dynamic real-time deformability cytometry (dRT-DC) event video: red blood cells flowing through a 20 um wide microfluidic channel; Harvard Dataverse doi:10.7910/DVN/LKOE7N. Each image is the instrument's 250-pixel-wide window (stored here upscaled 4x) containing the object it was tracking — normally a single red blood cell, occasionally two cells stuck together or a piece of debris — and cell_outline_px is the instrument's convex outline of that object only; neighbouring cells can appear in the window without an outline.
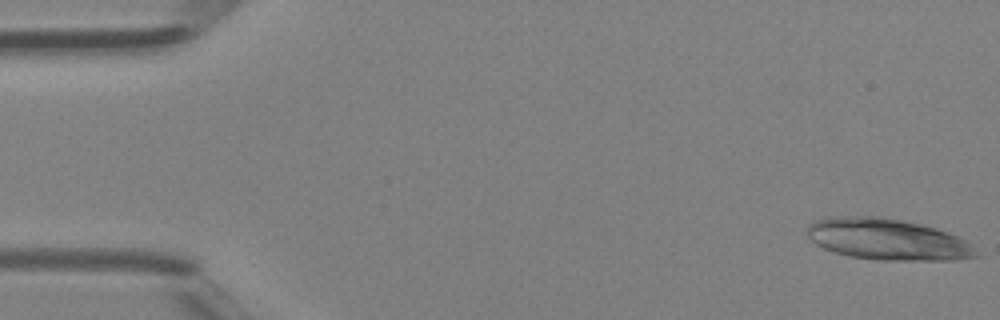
{"species": "Egyptian fruit bat (a non-hibernating species)", "species_latin": "Rousettus aegyptiacus", "temperature_condition": "room temperature", "stored_images_in_passage": 46, "segment_of_instrument_passage": [1, 2], "camera_frame_rate_fps": 3000, "um_per_image_px": 0.085, "animal": {"sex": "female"}, "frame": {"image": 1, "passage_image": 1, "time_ms": 0.0, "image_size_px": [1000, 320], "cell_outline_px": [[980, 256], [956, 260], [880, 260], [848, 256], [824, 248], [816, 244], [808, 236], [808, 224], [816, 220], [828, 216], [880, 216], [920, 224], [936, 228], [948, 232], [964, 240]], "centroid_in_image_um": [75.4, 20.34], "position_along_channel_um": 9.6, "area_um2": 40.46}}